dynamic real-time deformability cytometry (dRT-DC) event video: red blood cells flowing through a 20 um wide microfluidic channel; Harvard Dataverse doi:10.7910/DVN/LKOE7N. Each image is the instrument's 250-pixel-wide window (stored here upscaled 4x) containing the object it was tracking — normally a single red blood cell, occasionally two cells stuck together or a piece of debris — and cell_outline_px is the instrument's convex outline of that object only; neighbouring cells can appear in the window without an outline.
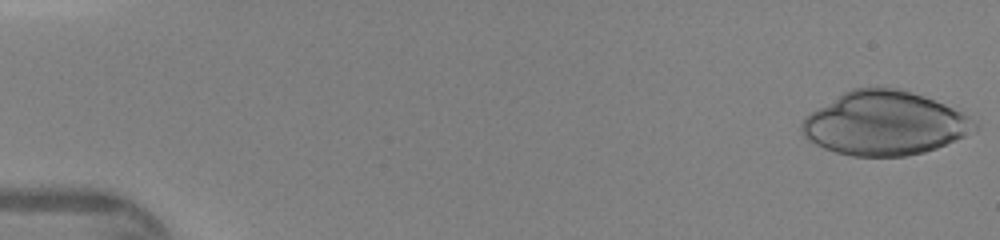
{"species": "human", "species_latin": "Homo sapiens", "temperature_condition": "warm", "stored_images_in_passage": 45, "camera_frame_rate_fps": 3000, "um_per_image_px": 0.085, "donor": {"sex": "female"}, "frame": {"image": 1, "passage_image": 1, "time_ms": 0.0, "image_size_px": [1000, 240], "cell_outline_px": [[976, 128], [964, 136], [936, 148], [924, 152], [904, 156], [852, 156], [836, 152], [824, 148], [816, 144], [804, 136], [800, 128], [800, 124], [812, 112], [844, 92], [852, 88], [896, 88], [924, 96], [944, 104], [968, 116], [976, 124]], "centroid_in_image_um": [75.17, 10.49], "position_along_channel_um": 9.8, "area_um2": 63.18}}